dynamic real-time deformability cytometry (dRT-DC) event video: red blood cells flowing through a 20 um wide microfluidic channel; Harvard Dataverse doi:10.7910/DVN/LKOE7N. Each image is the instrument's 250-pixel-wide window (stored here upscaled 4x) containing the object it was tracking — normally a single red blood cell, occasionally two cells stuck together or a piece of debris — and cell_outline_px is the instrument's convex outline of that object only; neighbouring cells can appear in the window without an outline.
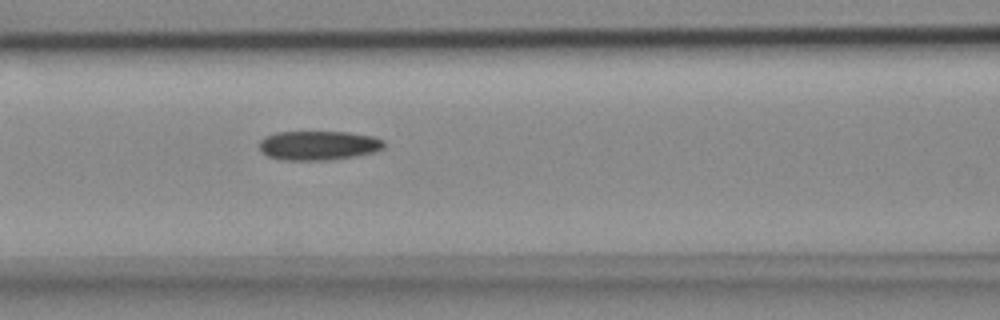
{"species": "common noctule bat (a hibernating species)", "species_latin": "Nyctalus noctula", "temperature_condition": "cold", "stored_images_in_passage": 5, "camera_frame_rate_fps": 3000, "um_per_image_px": 0.085, "animal": {"sex": "female", "body_mass_g": 18.4}, "frame": {"image": 1, "passage_image": 5, "time_ms": 1.333, "image_size_px": [1000, 320], "cell_outline_px": [[384, 148], [376, 152], [356, 156], [332, 160], [284, 160], [268, 156], [260, 148], [260, 140], [264, 136], [276, 132], [348, 132], [372, 136], [384, 140]], "centroid_in_image_um": [27.1, 12.36], "position_along_channel_um": 139.5, "area_um2": 21.39}}